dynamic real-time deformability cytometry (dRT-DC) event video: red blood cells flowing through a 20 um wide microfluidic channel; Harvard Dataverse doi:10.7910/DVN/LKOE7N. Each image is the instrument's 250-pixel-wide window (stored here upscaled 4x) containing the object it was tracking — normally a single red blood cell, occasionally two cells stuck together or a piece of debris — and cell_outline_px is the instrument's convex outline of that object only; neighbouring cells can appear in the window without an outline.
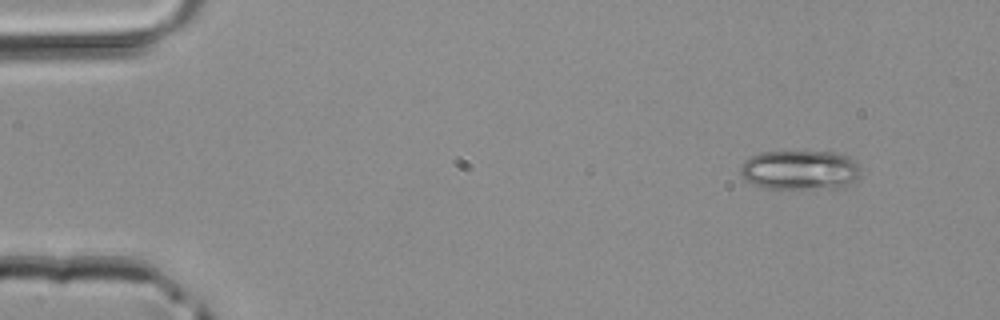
{"species": "common noctule bat (a hibernating species)", "species_latin": "Nyctalus noctula", "temperature_condition": "room temperature", "stored_images_in_passage": 3, "camera_frame_rate_fps": 3000, "um_per_image_px": 0.085, "animal": {"sex": "male", "body_mass_g": 20.4}, "frame": {"image": 1, "passage_image": 1, "time_ms": 0.0, "image_size_px": [1000, 320], "cell_outline_px": [[860, 172], [856, 180], [840, 188], [764, 188], [748, 180], [740, 172], [740, 164], [744, 160], [760, 152], [836, 152], [852, 156], [856, 160], [860, 168]], "centroid_in_image_um": [68.05, 14.43], "position_along_channel_um": 16.9, "area_um2": 27.74}}